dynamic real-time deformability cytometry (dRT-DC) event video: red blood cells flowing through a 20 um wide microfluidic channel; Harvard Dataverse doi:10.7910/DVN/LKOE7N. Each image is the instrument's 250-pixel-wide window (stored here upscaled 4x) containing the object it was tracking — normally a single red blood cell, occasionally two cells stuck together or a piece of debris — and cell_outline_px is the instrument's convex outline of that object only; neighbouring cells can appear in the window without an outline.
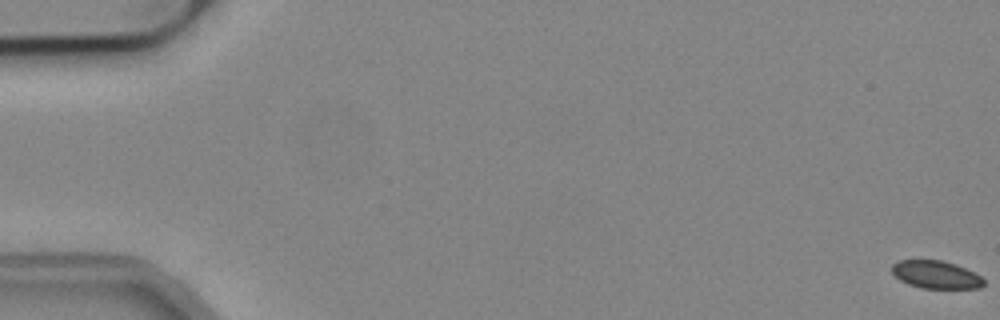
{"species": "common noctule bat (a hibernating species)", "species_latin": "Nyctalus noctula", "temperature_condition": "cold", "stored_images_in_passage": 55, "camera_frame_rate_fps": 3000, "um_per_image_px": 0.085, "animal": {"sex": "male", "body_mass_g": 19.2, "forearm_length_mm": 51.8}, "frame": {"image": 1, "passage_image": 1, "time_ms": 0.0, "image_size_px": [1000, 320], "cell_outline_px": [[984, 284], [980, 288], [920, 288], [908, 284], [900, 280], [892, 272], [892, 264], [900, 260], [940, 260], [956, 264], [980, 276], [984, 280]], "centroid_in_image_um": [79.54, 23.34], "position_along_channel_um": 5.5, "area_um2": 14.74}}
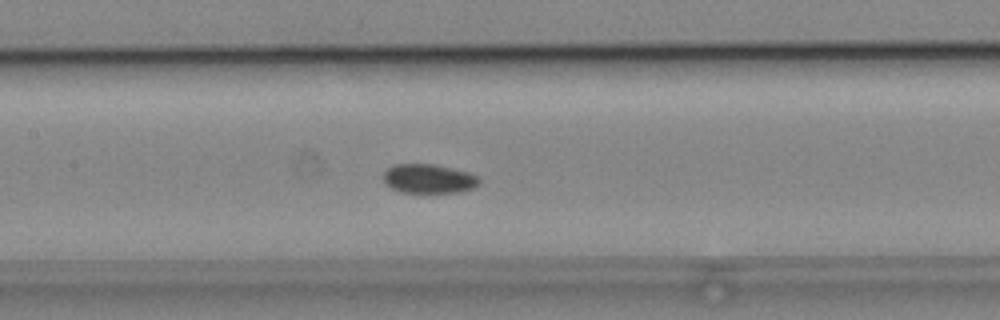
{"frame": {"image": 2, "passage_image": 27, "time_ms": 8.667, "image_size_px": [1000, 320], "cell_outline_px": [[480, 184], [472, 188], [456, 192], [400, 192], [384, 184], [384, 172], [392, 164], [432, 164], [468, 172], [480, 176]], "centroid_in_image_um": [36.43, 15.18], "position_along_channel_um": 171.0, "area_um2": 16.24}}
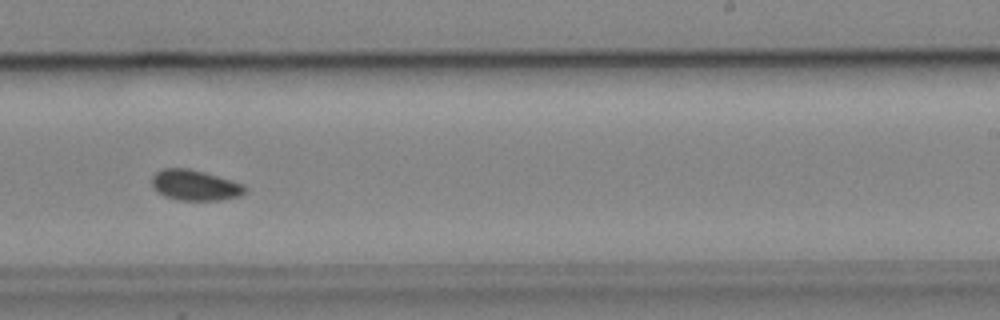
{"frame": {"image": 3, "passage_image": 35, "time_ms": 11.333, "image_size_px": [1000, 320], "cell_outline_px": [[244, 192], [240, 196], [220, 200], [180, 200], [164, 196], [152, 184], [152, 176], [160, 168], [188, 168], [204, 172], [232, 180], [244, 184]], "centroid_in_image_um": [16.57, 15.73], "position_along_channel_um": 272.4, "area_um2": 16.42}}